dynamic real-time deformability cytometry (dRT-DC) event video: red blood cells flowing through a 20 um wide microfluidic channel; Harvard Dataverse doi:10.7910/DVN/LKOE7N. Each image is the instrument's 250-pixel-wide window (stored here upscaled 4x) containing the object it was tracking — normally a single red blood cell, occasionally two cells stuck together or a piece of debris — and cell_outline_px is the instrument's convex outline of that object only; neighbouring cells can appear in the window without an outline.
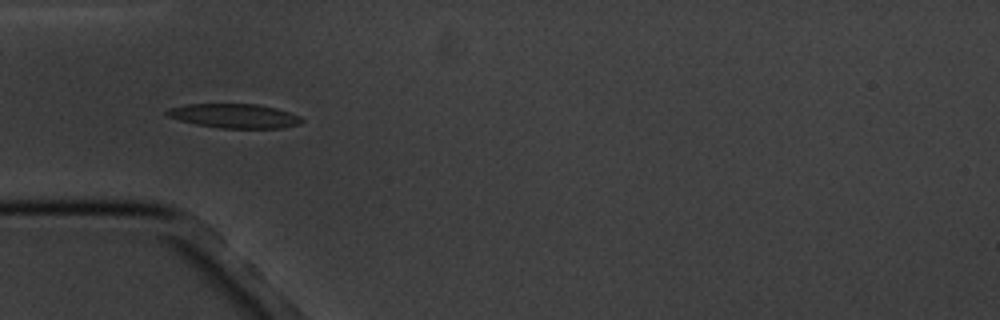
{"species": "common noctule bat (a hibernating species)", "species_latin": "Nyctalus noctula", "temperature_condition": "cold", "stored_images_in_passage": 6, "camera_frame_rate_fps": 3000, "um_per_image_px": 0.085, "animal": {"sex": "male", "body_mass_g": 20.1, "forearm_length_mm": 53.5}, "frame": {"image": 1, "passage_image": 5, "time_ms": 5.0, "image_size_px": [1000, 320], "cell_outline_px": [[304, 120], [300, 124], [284, 128], [220, 128], [196, 124], [180, 120], [168, 116], [164, 112], [168, 108], [188, 104], [256, 104], [276, 108], [300, 116]], "centroid_in_image_um": [19.94, 9.85], "position_along_channel_um": 65.1, "area_um2": 19.02}}
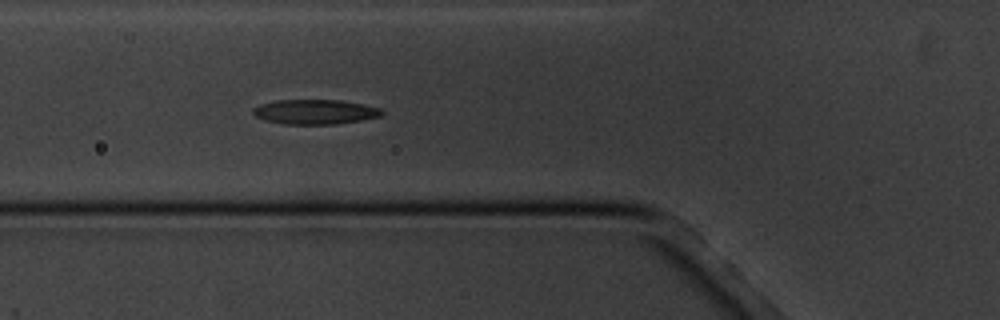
{"frame": {"image": 2, "passage_image": 6, "time_ms": 6.0, "image_size_px": [1000, 320], "cell_outline_px": [[384, 112], [380, 116], [364, 120], [336, 124], [284, 124], [264, 120], [256, 116], [252, 112], [252, 108], [260, 104], [276, 100], [340, 100], [380, 108]], "centroid_in_image_um": [26.76, 9.51], "position_along_channel_um": 99.0, "area_um2": 18.55}}